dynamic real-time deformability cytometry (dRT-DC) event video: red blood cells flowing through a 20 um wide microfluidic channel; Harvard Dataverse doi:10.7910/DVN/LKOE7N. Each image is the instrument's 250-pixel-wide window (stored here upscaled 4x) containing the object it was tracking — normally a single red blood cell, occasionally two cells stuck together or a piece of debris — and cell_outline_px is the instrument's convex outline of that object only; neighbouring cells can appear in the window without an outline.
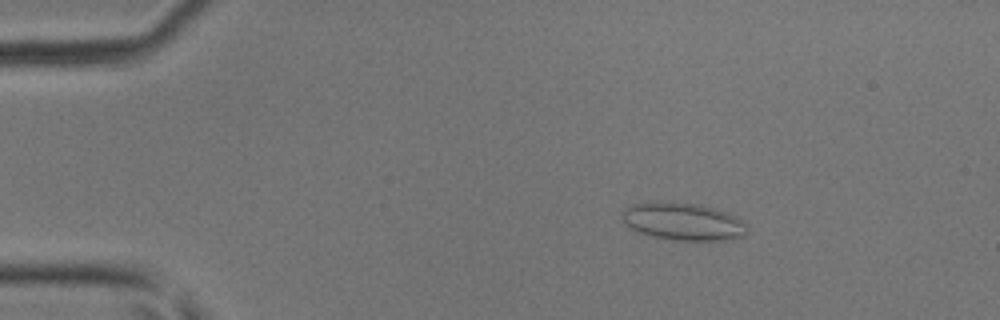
{"species": "common noctule bat (a hibernating species)", "species_latin": "Nyctalus noctula", "temperature_condition": "room temperature", "stored_images_in_passage": 45, "camera_frame_rate_fps": 3000, "um_per_image_px": 0.085, "animal": {"sex": "male", "body_mass_g": 17.9, "forearm_length_mm": 54.2}, "frame": {"image": 1, "passage_image": 6, "time_ms": 1.667, "image_size_px": [1000, 320], "cell_outline_px": [[748, 232], [744, 236], [724, 240], [676, 240], [652, 236], [636, 232], [620, 216], [628, 204], [656, 200], [660, 200], [700, 204], [728, 212], [740, 220], [744, 224]], "centroid_in_image_um": [58.02, 18.8], "position_along_channel_um": 27.0, "area_um2": 27.63}}
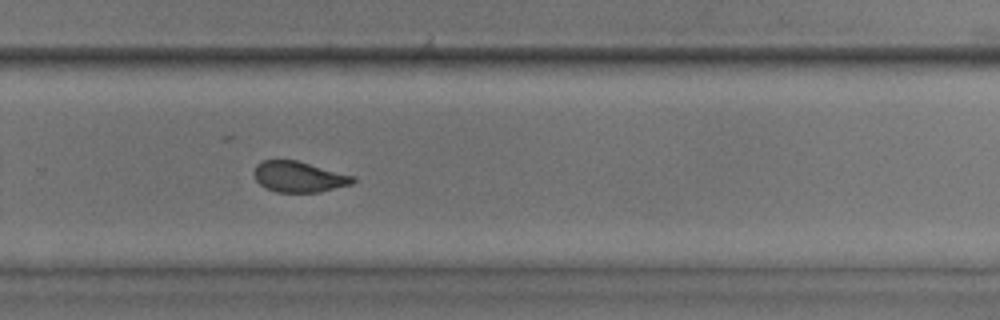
{"frame": {"image": 2, "passage_image": 30, "time_ms": 9.667, "image_size_px": [1000, 320], "cell_outline_px": [[356, 180], [352, 184], [320, 192], [276, 192], [264, 188], [256, 180], [252, 172], [256, 164], [260, 160], [296, 160], [356, 176]], "centroid_in_image_um": [25.39, 15.02], "position_along_channel_um": 304.4, "area_um2": 17.98}}
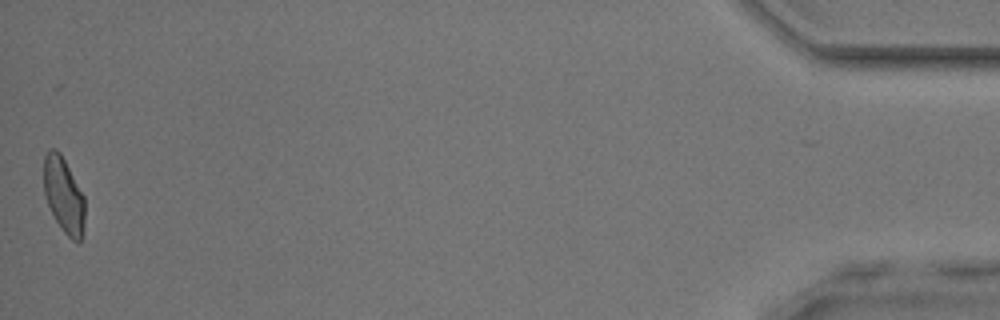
{"frame": {"image": 3, "passage_image": 45, "time_ms": 14.667, "image_size_px": [1000, 320], "cell_outline_px": [[84, 224], [80, 240], [72, 240], [64, 232], [56, 220], [48, 204], [44, 192], [44, 156], [48, 148], [56, 148], [60, 152], [84, 196]], "centroid_in_image_um": [5.4, 16.54], "position_along_channel_um": 429.8, "area_um2": 17.8}}